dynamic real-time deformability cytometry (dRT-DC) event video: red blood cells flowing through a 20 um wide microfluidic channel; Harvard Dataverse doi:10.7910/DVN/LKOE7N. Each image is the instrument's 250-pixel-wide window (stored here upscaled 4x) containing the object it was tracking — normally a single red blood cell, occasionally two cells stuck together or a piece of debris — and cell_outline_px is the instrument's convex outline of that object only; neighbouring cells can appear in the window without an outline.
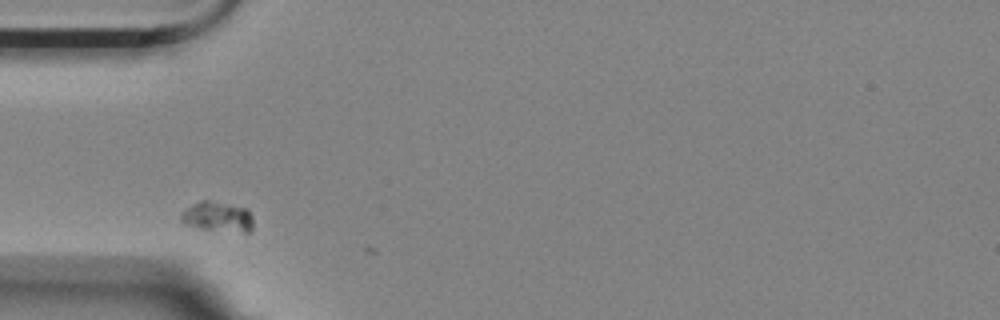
{"species": "Egyptian fruit bat (a non-hibernating species)", "species_latin": "Rousettus aegyptiacus", "temperature_condition": "room temperature", "stored_images_in_passage": 7, "segment_of_instrument_passage": [2, 2], "camera_frame_rate_fps": 3000, "um_per_image_px": 0.085, "animal": {"sex": "female"}, "frame": {"image": 1, "passage_image": 5, "time_ms": 1.333, "image_size_px": [1000, 320], "cell_outline_px": [[252, 228], [248, 232], [244, 232], [200, 228], [184, 224], [180, 220], [180, 212], [192, 204], [200, 200], [208, 200], [244, 208], [252, 216]], "centroid_in_image_um": [18.43, 18.42], "position_along_channel_um": 66.6, "area_um2": 12.43}}
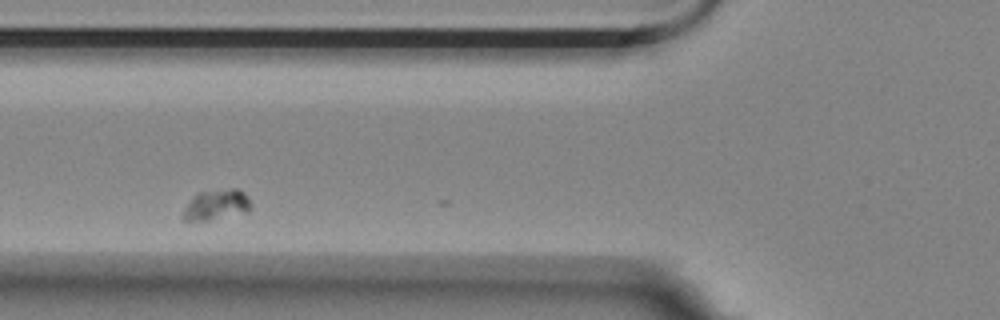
{"frame": {"image": 2, "passage_image": 6, "time_ms": 1.667, "image_size_px": [1000, 320], "cell_outline_px": [[252, 208], [248, 212], [208, 220], [184, 220], [180, 216], [184, 208], [196, 192], [232, 188], [240, 188], [248, 196], [252, 204]], "centroid_in_image_um": [18.42, 17.39], "position_along_channel_um": 107.4, "area_um2": 12.31}}
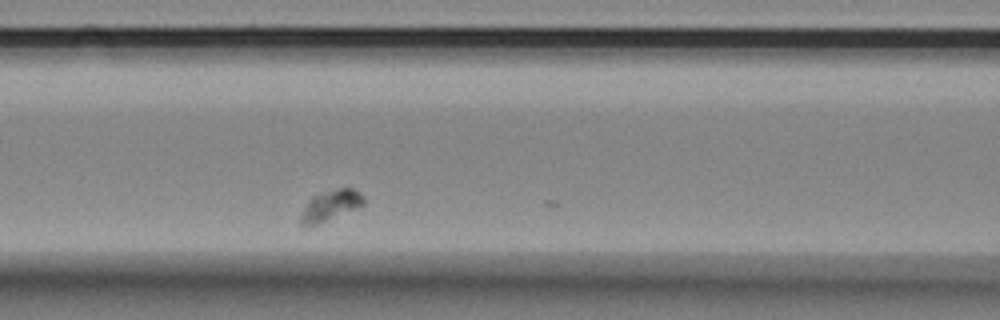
{"frame": {"image": 3, "passage_image": 7, "time_ms": 2.0, "image_size_px": [1000, 320], "cell_outline_px": [[364, 204], [316, 224], [300, 224], [300, 216], [308, 200], [312, 196], [324, 192], [340, 188], [352, 188], [360, 192], [364, 196]], "centroid_in_image_um": [28.09, 17.42], "position_along_channel_um": 138.5, "area_um2": 10.69}}